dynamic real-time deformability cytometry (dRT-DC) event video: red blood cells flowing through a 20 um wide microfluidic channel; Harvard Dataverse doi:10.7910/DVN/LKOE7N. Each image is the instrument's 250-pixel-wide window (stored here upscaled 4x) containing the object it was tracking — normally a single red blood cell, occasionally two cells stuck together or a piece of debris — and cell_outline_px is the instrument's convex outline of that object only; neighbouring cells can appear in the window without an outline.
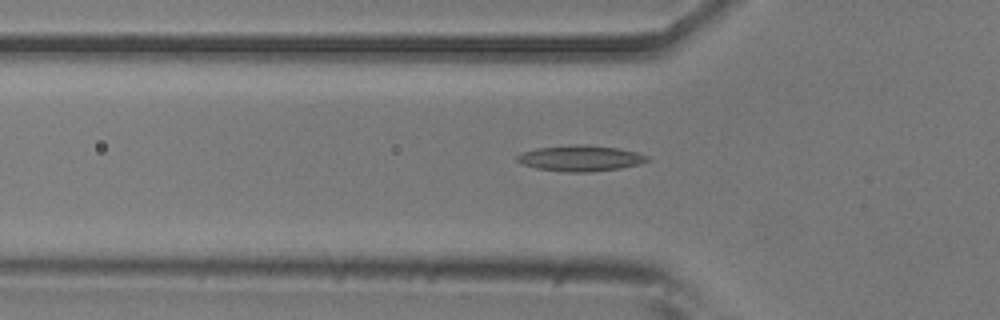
{"species": "common noctule bat (a hibernating species)", "species_latin": "Nyctalus noctula", "temperature_condition": "room temperature", "stored_images_in_passage": 43, "camera_frame_rate_fps": 3000, "um_per_image_px": 0.085, "animal": {"sex": "male", "body_mass_g": 20.5, "forearm_length_mm": 52.5}, "frame": {"image": 1, "passage_image": 13, "time_ms": 4.0, "image_size_px": [1000, 320], "cell_outline_px": [[652, 160], [640, 164], [620, 168], [588, 172], [568, 172], [536, 168], [524, 164], [516, 160], [516, 156], [524, 152], [536, 148], [576, 144], [588, 144], [616, 148], [636, 152], [648, 156]], "centroid_in_image_um": [49.37, 13.45], "position_along_channel_um": 76.4, "area_um2": 19.54}}
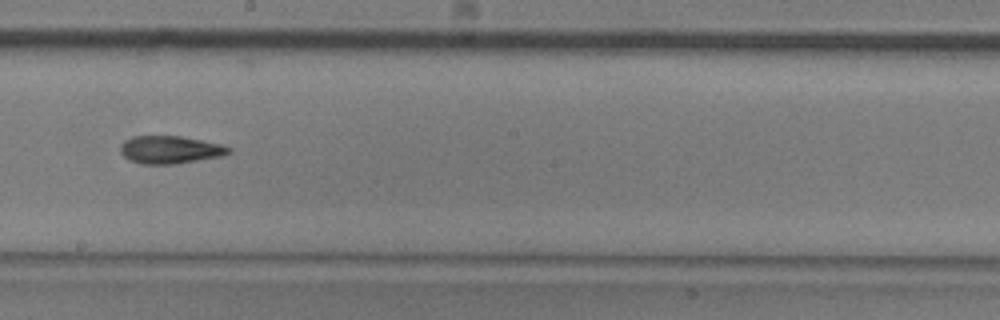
{"frame": {"image": 2, "passage_image": 25, "time_ms": 8.0, "image_size_px": [1000, 320], "cell_outline_px": [[232, 152], [224, 156], [176, 164], [140, 164], [128, 160], [120, 152], [120, 144], [124, 140], [132, 136], [180, 136], [220, 144], [232, 148]], "centroid_in_image_um": [14.45, 12.73], "position_along_channel_um": 233.8, "area_um2": 17.74}}
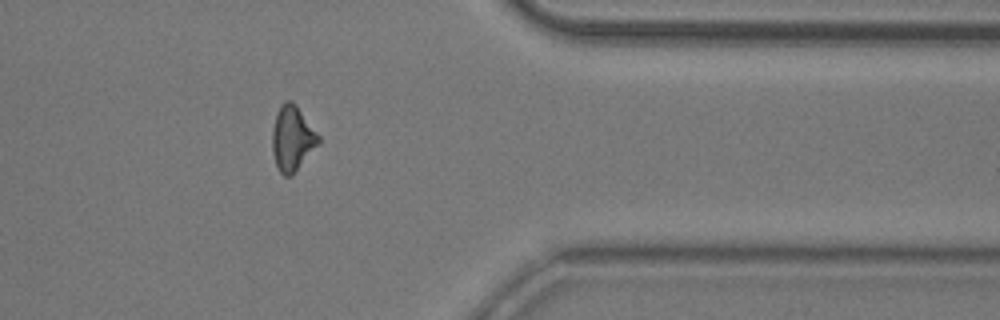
{"frame": {"image": 3, "passage_image": 38, "time_ms": 12.333, "image_size_px": [1000, 320], "cell_outline_px": [[320, 144], [288, 176], [284, 176], [280, 172], [276, 164], [272, 148], [272, 128], [276, 112], [280, 104], [284, 100], [292, 100], [296, 104], [320, 136]], "centroid_in_image_um": [24.84, 11.68], "position_along_channel_um": 386.6, "area_um2": 17.4}}